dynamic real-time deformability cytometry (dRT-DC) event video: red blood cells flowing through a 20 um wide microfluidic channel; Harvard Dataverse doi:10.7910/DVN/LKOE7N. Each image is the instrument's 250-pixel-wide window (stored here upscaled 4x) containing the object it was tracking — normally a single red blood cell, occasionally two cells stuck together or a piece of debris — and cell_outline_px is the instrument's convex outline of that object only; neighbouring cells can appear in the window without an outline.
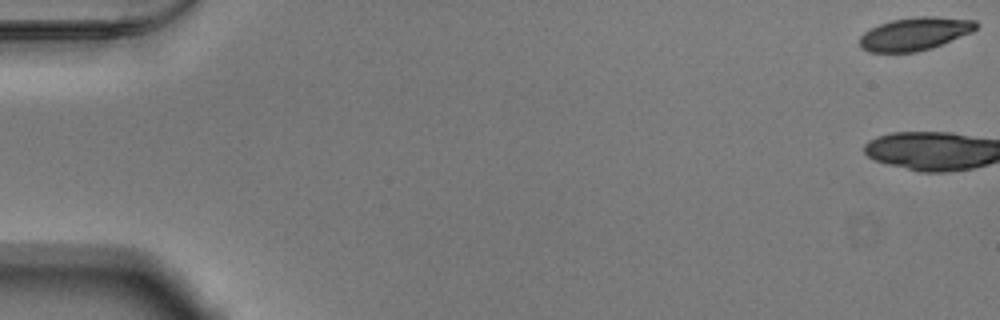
{"species": "Egyptian fruit bat (a non-hibernating species)", "species_latin": "Rousettus aegyptiacus", "temperature_condition": "warm", "stored_images_in_passage": 10, "camera_frame_rate_fps": 3000, "um_per_image_px": 0.085, "animal": {"sex": "male"}, "frame": {"image": 1, "passage_image": 1, "time_ms": 0.0, "image_size_px": [1000, 320], "cell_outline_px": [[980, 24], [972, 32], [932, 48], [916, 52], [868, 52], [860, 48], [860, 36], [864, 32], [880, 24], [892, 20], [916, 16], [936, 16], [976, 20]], "centroid_in_image_um": [77.78, 2.87], "position_along_channel_um": 7.2, "area_um2": 22.48}}